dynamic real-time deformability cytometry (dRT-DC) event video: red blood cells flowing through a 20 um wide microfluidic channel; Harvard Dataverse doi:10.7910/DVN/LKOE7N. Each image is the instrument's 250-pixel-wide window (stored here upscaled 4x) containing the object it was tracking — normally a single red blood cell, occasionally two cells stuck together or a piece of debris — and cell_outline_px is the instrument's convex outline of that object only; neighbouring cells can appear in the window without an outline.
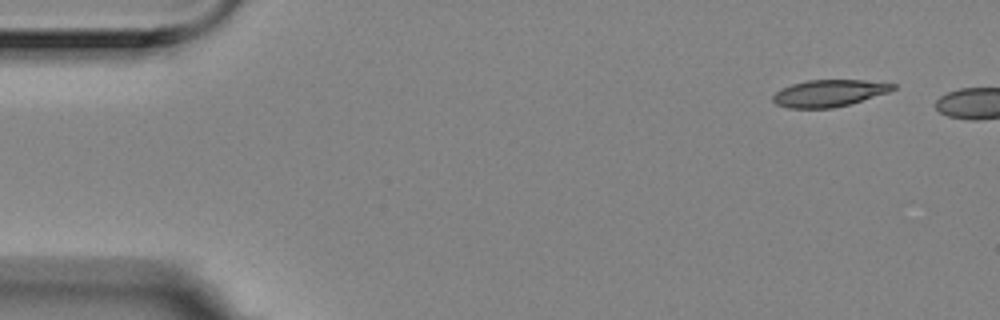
{"species": "Egyptian fruit bat (a non-hibernating species)", "species_latin": "Rousettus aegyptiacus", "temperature_condition": "room temperature", "stored_images_in_passage": 3, "camera_frame_rate_fps": 3000, "um_per_image_px": 0.085, "animal": {"sex": "female"}, "frame": {"image": 1, "passage_image": 1, "time_ms": 0.0, "image_size_px": [1000, 320], "cell_outline_px": [[896, 88], [888, 92], [848, 104], [832, 108], [788, 108], [776, 104], [772, 100], [772, 96], [780, 88], [792, 84], [808, 80], [864, 80], [896, 84]], "centroid_in_image_um": [70.43, 7.91], "position_along_channel_um": 14.6, "area_um2": 18.67}}